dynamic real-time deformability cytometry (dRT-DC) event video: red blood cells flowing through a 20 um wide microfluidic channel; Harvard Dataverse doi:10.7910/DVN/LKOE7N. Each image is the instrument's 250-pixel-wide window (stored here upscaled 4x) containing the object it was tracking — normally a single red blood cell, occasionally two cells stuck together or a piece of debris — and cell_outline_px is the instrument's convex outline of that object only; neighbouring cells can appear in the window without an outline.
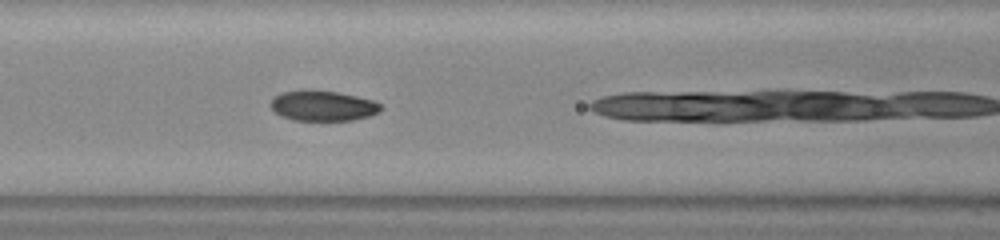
{"species": "common noctule bat (a hibernating species)", "species_latin": "Nyctalus noctula", "temperature_condition": "warm", "stored_images_in_passage": 13, "camera_frame_rate_fps": 3000, "um_per_image_px": 0.085, "animal": {"sex": "female", "body_mass_g": 23.0, "forearm_length_mm": 53.4}, "frame": {"image": 1, "passage_image": 6, "time_ms": 1.667, "image_size_px": [1000, 240], "cell_outline_px": [[380, 112], [368, 116], [352, 120], [296, 120], [284, 116], [276, 112], [272, 108], [272, 100], [280, 92], [336, 92], [356, 96], [372, 100], [380, 104]], "centroid_in_image_um": [27.49, 9.02], "position_along_channel_um": 139.1, "area_um2": 18.5}}